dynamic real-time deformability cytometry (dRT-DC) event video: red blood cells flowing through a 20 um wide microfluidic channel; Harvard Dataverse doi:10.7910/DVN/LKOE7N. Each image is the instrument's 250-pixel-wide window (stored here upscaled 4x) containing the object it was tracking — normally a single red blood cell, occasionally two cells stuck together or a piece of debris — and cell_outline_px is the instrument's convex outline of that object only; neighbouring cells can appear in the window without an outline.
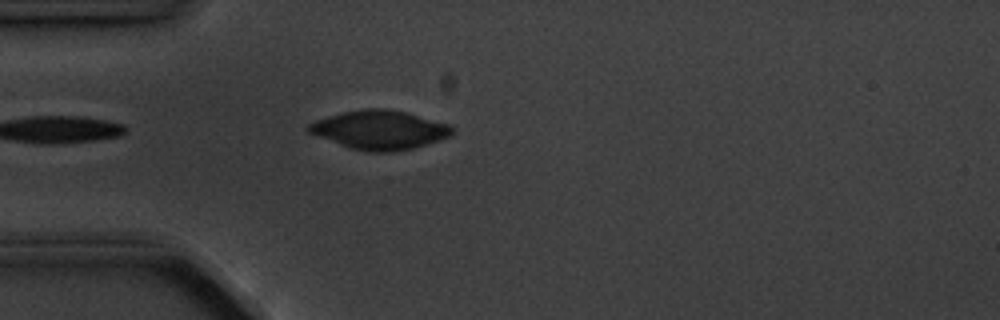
{"species": "common noctule bat (a hibernating species)", "species_latin": "Nyctalus noctula", "temperature_condition": "cold", "stored_images_in_passage": 1, "camera_frame_rate_fps": 3000, "um_per_image_px": 0.085, "animal": {"sex": "male", "body_mass_g": 20.1, "forearm_length_mm": 53.5}, "frame": {"image": 1, "passage_image": 1, "time_ms": 0.0, "image_size_px": [1000, 320], "cell_outline_px": [[452, 136], [428, 144], [412, 148], [392, 152], [368, 152], [352, 148], [316, 136], [308, 132], [304, 128], [308, 124], [316, 120], [344, 112], [368, 108], [384, 108], [404, 112], [448, 124], [452, 128]], "centroid_in_image_um": [32.25, 11.05], "position_along_channel_um": 52.7, "area_um2": 32.19}}